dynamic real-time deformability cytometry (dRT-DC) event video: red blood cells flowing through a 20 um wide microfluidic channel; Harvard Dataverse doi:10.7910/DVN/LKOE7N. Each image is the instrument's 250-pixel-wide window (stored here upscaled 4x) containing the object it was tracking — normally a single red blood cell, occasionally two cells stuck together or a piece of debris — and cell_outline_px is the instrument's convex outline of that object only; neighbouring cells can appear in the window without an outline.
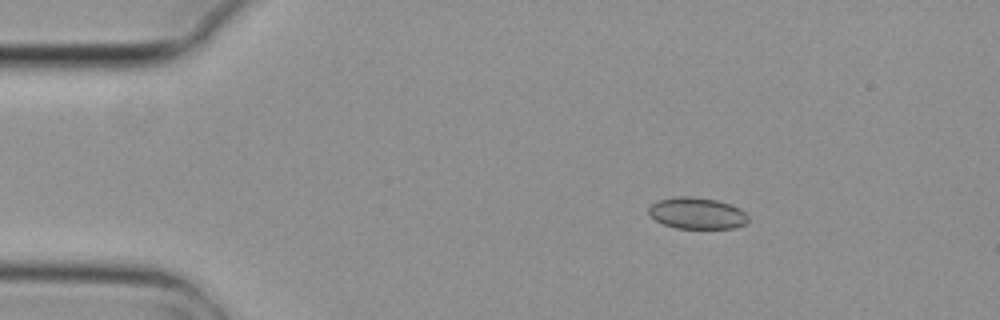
{"species": "common noctule bat (a hibernating species)", "species_latin": "Nyctalus noctula", "temperature_condition": "cold", "stored_images_in_passage": 5, "camera_frame_rate_fps": 3000, "um_per_image_px": 0.085, "animal": {"sex": "female", "body_mass_g": 29.2, "forearm_length_mm": 56.3}, "frame": {"image": 1, "passage_image": 2, "time_ms": 0.333, "image_size_px": [1000, 320], "cell_outline_px": [[748, 220], [744, 224], [736, 228], [676, 228], [664, 224], [656, 220], [648, 212], [648, 208], [652, 204], [660, 200], [676, 196], [692, 196], [716, 200], [732, 204], [740, 208], [748, 216]], "centroid_in_image_um": [59.27, 18.12], "position_along_channel_um": 25.7, "area_um2": 18.21}}